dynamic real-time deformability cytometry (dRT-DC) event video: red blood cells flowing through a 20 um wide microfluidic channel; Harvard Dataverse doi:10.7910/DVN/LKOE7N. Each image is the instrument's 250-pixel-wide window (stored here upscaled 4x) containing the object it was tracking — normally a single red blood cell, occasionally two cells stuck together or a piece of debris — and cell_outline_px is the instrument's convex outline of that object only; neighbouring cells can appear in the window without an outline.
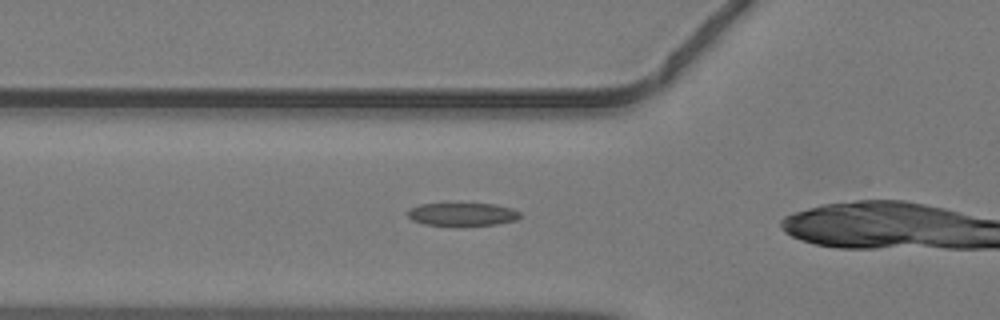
{"species": "common noctule bat (a hibernating species)", "species_latin": "Nyctalus noctula", "temperature_condition": "warm", "stored_images_in_passage": 6, "camera_frame_rate_fps": 3000, "um_per_image_px": 0.085, "animal": {"sex": "male", "body_mass_g": 19.2, "forearm_length_mm": 51.8}, "frame": {"image": 1, "passage_image": 2, "time_ms": 0.333, "image_size_px": [1000, 320], "cell_outline_px": [[524, 216], [516, 220], [496, 224], [456, 228], [424, 224], [412, 220], [408, 216], [408, 208], [420, 204], [496, 204], [512, 208], [520, 212]], "centroid_in_image_um": [39.32, 18.25], "position_along_channel_um": 86.5, "area_um2": 15.78}}
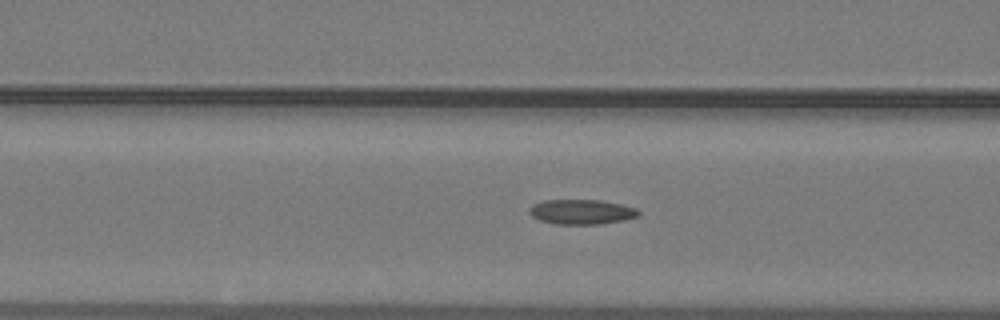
{"frame": {"image": 2, "passage_image": 4, "time_ms": 1.0, "image_size_px": [1000, 320], "cell_outline_px": [[640, 216], [624, 220], [600, 224], [556, 224], [540, 220], [532, 216], [528, 212], [536, 204], [544, 200], [600, 200], [620, 204], [636, 208], [640, 212]], "centroid_in_image_um": [49.48, 18.01], "position_along_channel_um": 117.1, "area_um2": 15.66}}